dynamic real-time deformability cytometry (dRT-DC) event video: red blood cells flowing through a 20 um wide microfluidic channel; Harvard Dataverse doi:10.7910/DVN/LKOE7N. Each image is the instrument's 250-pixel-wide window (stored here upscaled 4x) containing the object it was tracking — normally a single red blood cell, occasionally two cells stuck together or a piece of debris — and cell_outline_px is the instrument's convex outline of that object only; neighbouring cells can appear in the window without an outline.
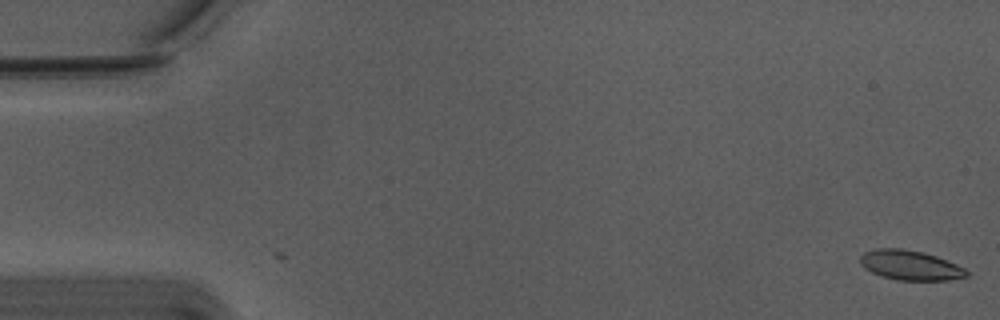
{"species": "Egyptian fruit bat (a non-hibernating species)", "species_latin": "Rousettus aegyptiacus", "temperature_condition": "warm", "stored_images_in_passage": 2, "camera_frame_rate_fps": 3000, "um_per_image_px": 0.085, "animal": {"sex": "male"}, "frame": {"image": 1, "passage_image": 2, "time_ms": 0.333, "image_size_px": [1000, 320], "cell_outline_px": [[968, 276], [948, 280], [896, 280], [880, 276], [864, 268], [860, 264], [860, 256], [864, 252], [876, 248], [900, 248], [924, 252], [936, 256], [956, 264], [964, 268], [968, 272]], "centroid_in_image_um": [77.34, 22.54], "position_along_channel_um": 7.7, "area_um2": 18.5}}